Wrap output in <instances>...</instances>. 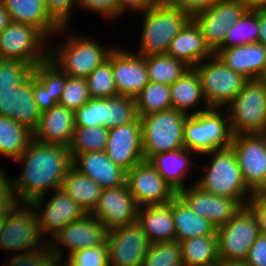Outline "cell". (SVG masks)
<instances>
[{
	"instance_id": "6da1fadb",
	"label": "cell",
	"mask_w": 266,
	"mask_h": 266,
	"mask_svg": "<svg viewBox=\"0 0 266 266\" xmlns=\"http://www.w3.org/2000/svg\"><path fill=\"white\" fill-rule=\"evenodd\" d=\"M22 163V171L12 177L16 196L20 203H31L46 196L48 191L61 188L72 165L68 147L43 143L34 138L27 149L15 160Z\"/></svg>"
},
{
	"instance_id": "7a4b0ae2",
	"label": "cell",
	"mask_w": 266,
	"mask_h": 266,
	"mask_svg": "<svg viewBox=\"0 0 266 266\" xmlns=\"http://www.w3.org/2000/svg\"><path fill=\"white\" fill-rule=\"evenodd\" d=\"M202 155L211 159L203 168L196 185L216 196L232 198L241 206L254 193L246 186L237 157L231 147L217 149Z\"/></svg>"
},
{
	"instance_id": "3957f363",
	"label": "cell",
	"mask_w": 266,
	"mask_h": 266,
	"mask_svg": "<svg viewBox=\"0 0 266 266\" xmlns=\"http://www.w3.org/2000/svg\"><path fill=\"white\" fill-rule=\"evenodd\" d=\"M87 35L78 32L67 34L63 42L59 40V44L49 47V60L67 76L86 78L107 60L114 49V45L105 48Z\"/></svg>"
},
{
	"instance_id": "277c9868",
	"label": "cell",
	"mask_w": 266,
	"mask_h": 266,
	"mask_svg": "<svg viewBox=\"0 0 266 266\" xmlns=\"http://www.w3.org/2000/svg\"><path fill=\"white\" fill-rule=\"evenodd\" d=\"M137 54H166L171 41L192 19L187 13L163 4L160 0L143 12Z\"/></svg>"
},
{
	"instance_id": "5b68a950",
	"label": "cell",
	"mask_w": 266,
	"mask_h": 266,
	"mask_svg": "<svg viewBox=\"0 0 266 266\" xmlns=\"http://www.w3.org/2000/svg\"><path fill=\"white\" fill-rule=\"evenodd\" d=\"M233 134L227 111L223 108H209L195 115L187 116L183 140L184 147L196 155L217 149L228 148Z\"/></svg>"
},
{
	"instance_id": "8992f818",
	"label": "cell",
	"mask_w": 266,
	"mask_h": 266,
	"mask_svg": "<svg viewBox=\"0 0 266 266\" xmlns=\"http://www.w3.org/2000/svg\"><path fill=\"white\" fill-rule=\"evenodd\" d=\"M224 109L233 136L266 134V82L248 80Z\"/></svg>"
},
{
	"instance_id": "52a82bcc",
	"label": "cell",
	"mask_w": 266,
	"mask_h": 266,
	"mask_svg": "<svg viewBox=\"0 0 266 266\" xmlns=\"http://www.w3.org/2000/svg\"><path fill=\"white\" fill-rule=\"evenodd\" d=\"M187 116L171 108L139 117L145 160L157 153L184 148L183 131Z\"/></svg>"
},
{
	"instance_id": "ba28073f",
	"label": "cell",
	"mask_w": 266,
	"mask_h": 266,
	"mask_svg": "<svg viewBox=\"0 0 266 266\" xmlns=\"http://www.w3.org/2000/svg\"><path fill=\"white\" fill-rule=\"evenodd\" d=\"M46 243L40 234L37 215L31 203H19L6 214L0 233L1 250L17 255L37 250Z\"/></svg>"
},
{
	"instance_id": "9c48e42d",
	"label": "cell",
	"mask_w": 266,
	"mask_h": 266,
	"mask_svg": "<svg viewBox=\"0 0 266 266\" xmlns=\"http://www.w3.org/2000/svg\"><path fill=\"white\" fill-rule=\"evenodd\" d=\"M210 108H225L242 90L248 79L227 67L215 54L194 67Z\"/></svg>"
},
{
	"instance_id": "30bf717a",
	"label": "cell",
	"mask_w": 266,
	"mask_h": 266,
	"mask_svg": "<svg viewBox=\"0 0 266 266\" xmlns=\"http://www.w3.org/2000/svg\"><path fill=\"white\" fill-rule=\"evenodd\" d=\"M47 40L37 27L11 22L0 33V59L23 61L35 67L49 59Z\"/></svg>"
},
{
	"instance_id": "8fae6325",
	"label": "cell",
	"mask_w": 266,
	"mask_h": 266,
	"mask_svg": "<svg viewBox=\"0 0 266 266\" xmlns=\"http://www.w3.org/2000/svg\"><path fill=\"white\" fill-rule=\"evenodd\" d=\"M230 147L246 186L254 194L266 193V134L233 136Z\"/></svg>"
},
{
	"instance_id": "7c38bea8",
	"label": "cell",
	"mask_w": 266,
	"mask_h": 266,
	"mask_svg": "<svg viewBox=\"0 0 266 266\" xmlns=\"http://www.w3.org/2000/svg\"><path fill=\"white\" fill-rule=\"evenodd\" d=\"M46 201L45 195L31 202L34 207L41 236L48 242L68 223L81 219L86 212L61 188L53 191Z\"/></svg>"
},
{
	"instance_id": "4fadbf2b",
	"label": "cell",
	"mask_w": 266,
	"mask_h": 266,
	"mask_svg": "<svg viewBox=\"0 0 266 266\" xmlns=\"http://www.w3.org/2000/svg\"><path fill=\"white\" fill-rule=\"evenodd\" d=\"M106 238L107 230L103 224L92 214H86L81 219L71 221L64 226L48 241V244L57 261L62 263L65 258L62 253L64 247L69 250L67 254L69 256L78 250L102 245L106 242Z\"/></svg>"
},
{
	"instance_id": "5bb4252c",
	"label": "cell",
	"mask_w": 266,
	"mask_h": 266,
	"mask_svg": "<svg viewBox=\"0 0 266 266\" xmlns=\"http://www.w3.org/2000/svg\"><path fill=\"white\" fill-rule=\"evenodd\" d=\"M219 259L245 261L260 232L248 213L241 209L216 230Z\"/></svg>"
},
{
	"instance_id": "9a60e30c",
	"label": "cell",
	"mask_w": 266,
	"mask_h": 266,
	"mask_svg": "<svg viewBox=\"0 0 266 266\" xmlns=\"http://www.w3.org/2000/svg\"><path fill=\"white\" fill-rule=\"evenodd\" d=\"M126 183L139 207L164 205L177 195L148 160L139 162L127 171Z\"/></svg>"
},
{
	"instance_id": "2e32d148",
	"label": "cell",
	"mask_w": 266,
	"mask_h": 266,
	"mask_svg": "<svg viewBox=\"0 0 266 266\" xmlns=\"http://www.w3.org/2000/svg\"><path fill=\"white\" fill-rule=\"evenodd\" d=\"M109 266H142L150 241L136 221L107 231Z\"/></svg>"
},
{
	"instance_id": "e0dca14e",
	"label": "cell",
	"mask_w": 266,
	"mask_h": 266,
	"mask_svg": "<svg viewBox=\"0 0 266 266\" xmlns=\"http://www.w3.org/2000/svg\"><path fill=\"white\" fill-rule=\"evenodd\" d=\"M248 10L237 0L215 2L192 19L200 27L205 44L214 53L223 43L232 27Z\"/></svg>"
},
{
	"instance_id": "ac0fdd59",
	"label": "cell",
	"mask_w": 266,
	"mask_h": 266,
	"mask_svg": "<svg viewBox=\"0 0 266 266\" xmlns=\"http://www.w3.org/2000/svg\"><path fill=\"white\" fill-rule=\"evenodd\" d=\"M139 206L128 185L102 189L99 200L91 213L110 231L137 221Z\"/></svg>"
},
{
	"instance_id": "d6986e66",
	"label": "cell",
	"mask_w": 266,
	"mask_h": 266,
	"mask_svg": "<svg viewBox=\"0 0 266 266\" xmlns=\"http://www.w3.org/2000/svg\"><path fill=\"white\" fill-rule=\"evenodd\" d=\"M107 59L111 62L119 96L135 98L149 83L145 56L114 46Z\"/></svg>"
},
{
	"instance_id": "ffe728a7",
	"label": "cell",
	"mask_w": 266,
	"mask_h": 266,
	"mask_svg": "<svg viewBox=\"0 0 266 266\" xmlns=\"http://www.w3.org/2000/svg\"><path fill=\"white\" fill-rule=\"evenodd\" d=\"M105 153L114 164L126 171L145 160L139 117L131 123L109 129Z\"/></svg>"
},
{
	"instance_id": "44dd1931",
	"label": "cell",
	"mask_w": 266,
	"mask_h": 266,
	"mask_svg": "<svg viewBox=\"0 0 266 266\" xmlns=\"http://www.w3.org/2000/svg\"><path fill=\"white\" fill-rule=\"evenodd\" d=\"M195 183L196 181H191V185L186 184L187 187L177 194L193 212L208 219L216 230L231 220L241 209L242 206L236 200L205 192Z\"/></svg>"
},
{
	"instance_id": "7402d4cb",
	"label": "cell",
	"mask_w": 266,
	"mask_h": 266,
	"mask_svg": "<svg viewBox=\"0 0 266 266\" xmlns=\"http://www.w3.org/2000/svg\"><path fill=\"white\" fill-rule=\"evenodd\" d=\"M0 115L12 118L32 132L37 128L41 111L34 100L32 74L12 91L0 93Z\"/></svg>"
},
{
	"instance_id": "603a6c76",
	"label": "cell",
	"mask_w": 266,
	"mask_h": 266,
	"mask_svg": "<svg viewBox=\"0 0 266 266\" xmlns=\"http://www.w3.org/2000/svg\"><path fill=\"white\" fill-rule=\"evenodd\" d=\"M214 54L248 80L260 79L266 69V47L259 42L217 49Z\"/></svg>"
},
{
	"instance_id": "cb8c5ba5",
	"label": "cell",
	"mask_w": 266,
	"mask_h": 266,
	"mask_svg": "<svg viewBox=\"0 0 266 266\" xmlns=\"http://www.w3.org/2000/svg\"><path fill=\"white\" fill-rule=\"evenodd\" d=\"M11 21L37 27L49 40L69 32V27H61L47 12L44 0H0ZM67 30V31H66Z\"/></svg>"
},
{
	"instance_id": "d4e9b609",
	"label": "cell",
	"mask_w": 266,
	"mask_h": 266,
	"mask_svg": "<svg viewBox=\"0 0 266 266\" xmlns=\"http://www.w3.org/2000/svg\"><path fill=\"white\" fill-rule=\"evenodd\" d=\"M75 130V112L57 103L41 112L33 138L39 142L59 144L68 147Z\"/></svg>"
},
{
	"instance_id": "484cf974",
	"label": "cell",
	"mask_w": 266,
	"mask_h": 266,
	"mask_svg": "<svg viewBox=\"0 0 266 266\" xmlns=\"http://www.w3.org/2000/svg\"><path fill=\"white\" fill-rule=\"evenodd\" d=\"M72 165L94 180L102 189L126 184L127 171L114 164L105 151L76 155L72 159Z\"/></svg>"
},
{
	"instance_id": "4316f807",
	"label": "cell",
	"mask_w": 266,
	"mask_h": 266,
	"mask_svg": "<svg viewBox=\"0 0 266 266\" xmlns=\"http://www.w3.org/2000/svg\"><path fill=\"white\" fill-rule=\"evenodd\" d=\"M169 87L172 109L191 116L210 108L204 98L200 76L195 68H189Z\"/></svg>"
},
{
	"instance_id": "83f0119b",
	"label": "cell",
	"mask_w": 266,
	"mask_h": 266,
	"mask_svg": "<svg viewBox=\"0 0 266 266\" xmlns=\"http://www.w3.org/2000/svg\"><path fill=\"white\" fill-rule=\"evenodd\" d=\"M166 54L194 68L214 53L205 44L200 27L191 19L171 41Z\"/></svg>"
},
{
	"instance_id": "f1b7e54d",
	"label": "cell",
	"mask_w": 266,
	"mask_h": 266,
	"mask_svg": "<svg viewBox=\"0 0 266 266\" xmlns=\"http://www.w3.org/2000/svg\"><path fill=\"white\" fill-rule=\"evenodd\" d=\"M196 154L190 150L179 148L173 151L157 153L148 161L156 168L159 175L174 189L176 193L186 188L184 180L197 166L192 160ZM191 168V169H190Z\"/></svg>"
},
{
	"instance_id": "f546056e",
	"label": "cell",
	"mask_w": 266,
	"mask_h": 266,
	"mask_svg": "<svg viewBox=\"0 0 266 266\" xmlns=\"http://www.w3.org/2000/svg\"><path fill=\"white\" fill-rule=\"evenodd\" d=\"M137 222L150 243L176 240L172 200L164 205L139 207Z\"/></svg>"
},
{
	"instance_id": "4dcf8cb0",
	"label": "cell",
	"mask_w": 266,
	"mask_h": 266,
	"mask_svg": "<svg viewBox=\"0 0 266 266\" xmlns=\"http://www.w3.org/2000/svg\"><path fill=\"white\" fill-rule=\"evenodd\" d=\"M172 211L176 241L179 243L194 237L213 235L216 232L210 221L193 212L178 194L172 199Z\"/></svg>"
},
{
	"instance_id": "1f68e13d",
	"label": "cell",
	"mask_w": 266,
	"mask_h": 266,
	"mask_svg": "<svg viewBox=\"0 0 266 266\" xmlns=\"http://www.w3.org/2000/svg\"><path fill=\"white\" fill-rule=\"evenodd\" d=\"M61 189L71 197L85 212L91 214L99 200L102 188L91 178L73 166L66 174Z\"/></svg>"
},
{
	"instance_id": "d6a6232c",
	"label": "cell",
	"mask_w": 266,
	"mask_h": 266,
	"mask_svg": "<svg viewBox=\"0 0 266 266\" xmlns=\"http://www.w3.org/2000/svg\"><path fill=\"white\" fill-rule=\"evenodd\" d=\"M184 266H210L219 259L217 233L180 242Z\"/></svg>"
},
{
	"instance_id": "836d02e7",
	"label": "cell",
	"mask_w": 266,
	"mask_h": 266,
	"mask_svg": "<svg viewBox=\"0 0 266 266\" xmlns=\"http://www.w3.org/2000/svg\"><path fill=\"white\" fill-rule=\"evenodd\" d=\"M33 139V132L10 117L0 115V154L16 160Z\"/></svg>"
},
{
	"instance_id": "e575fe53",
	"label": "cell",
	"mask_w": 266,
	"mask_h": 266,
	"mask_svg": "<svg viewBox=\"0 0 266 266\" xmlns=\"http://www.w3.org/2000/svg\"><path fill=\"white\" fill-rule=\"evenodd\" d=\"M149 81L170 86L190 67L167 54L145 56Z\"/></svg>"
},
{
	"instance_id": "d590c367",
	"label": "cell",
	"mask_w": 266,
	"mask_h": 266,
	"mask_svg": "<svg viewBox=\"0 0 266 266\" xmlns=\"http://www.w3.org/2000/svg\"><path fill=\"white\" fill-rule=\"evenodd\" d=\"M109 129L106 126H75L72 140L68 146L72 159L79 154L105 151Z\"/></svg>"
},
{
	"instance_id": "8d00e7d4",
	"label": "cell",
	"mask_w": 266,
	"mask_h": 266,
	"mask_svg": "<svg viewBox=\"0 0 266 266\" xmlns=\"http://www.w3.org/2000/svg\"><path fill=\"white\" fill-rule=\"evenodd\" d=\"M134 100L138 117L171 109L170 87L149 81Z\"/></svg>"
},
{
	"instance_id": "74e56055",
	"label": "cell",
	"mask_w": 266,
	"mask_h": 266,
	"mask_svg": "<svg viewBox=\"0 0 266 266\" xmlns=\"http://www.w3.org/2000/svg\"><path fill=\"white\" fill-rule=\"evenodd\" d=\"M258 34V8L248 9L232 27H229L224 43L218 49L257 43Z\"/></svg>"
},
{
	"instance_id": "f35d334b",
	"label": "cell",
	"mask_w": 266,
	"mask_h": 266,
	"mask_svg": "<svg viewBox=\"0 0 266 266\" xmlns=\"http://www.w3.org/2000/svg\"><path fill=\"white\" fill-rule=\"evenodd\" d=\"M142 266H184L181 244L176 240L151 243Z\"/></svg>"
},
{
	"instance_id": "ab89813d",
	"label": "cell",
	"mask_w": 266,
	"mask_h": 266,
	"mask_svg": "<svg viewBox=\"0 0 266 266\" xmlns=\"http://www.w3.org/2000/svg\"><path fill=\"white\" fill-rule=\"evenodd\" d=\"M91 99H107L119 96L114 83L111 62L107 59L86 77Z\"/></svg>"
},
{
	"instance_id": "60d3db41",
	"label": "cell",
	"mask_w": 266,
	"mask_h": 266,
	"mask_svg": "<svg viewBox=\"0 0 266 266\" xmlns=\"http://www.w3.org/2000/svg\"><path fill=\"white\" fill-rule=\"evenodd\" d=\"M108 114L109 98L90 99L85 105L75 111V126H107Z\"/></svg>"
},
{
	"instance_id": "b9f144b4",
	"label": "cell",
	"mask_w": 266,
	"mask_h": 266,
	"mask_svg": "<svg viewBox=\"0 0 266 266\" xmlns=\"http://www.w3.org/2000/svg\"><path fill=\"white\" fill-rule=\"evenodd\" d=\"M33 73V66L18 60L0 59V93L12 91Z\"/></svg>"
},
{
	"instance_id": "7bdbcfd3",
	"label": "cell",
	"mask_w": 266,
	"mask_h": 266,
	"mask_svg": "<svg viewBox=\"0 0 266 266\" xmlns=\"http://www.w3.org/2000/svg\"><path fill=\"white\" fill-rule=\"evenodd\" d=\"M33 73L46 85L52 98L59 103L66 84V74L49 59L33 67Z\"/></svg>"
},
{
	"instance_id": "ee69618b",
	"label": "cell",
	"mask_w": 266,
	"mask_h": 266,
	"mask_svg": "<svg viewBox=\"0 0 266 266\" xmlns=\"http://www.w3.org/2000/svg\"><path fill=\"white\" fill-rule=\"evenodd\" d=\"M90 99L86 78L66 75V84L60 96L59 104L75 112Z\"/></svg>"
},
{
	"instance_id": "f6af8a7d",
	"label": "cell",
	"mask_w": 266,
	"mask_h": 266,
	"mask_svg": "<svg viewBox=\"0 0 266 266\" xmlns=\"http://www.w3.org/2000/svg\"><path fill=\"white\" fill-rule=\"evenodd\" d=\"M138 117L133 97L109 98L108 129L133 122Z\"/></svg>"
},
{
	"instance_id": "bcb514c9",
	"label": "cell",
	"mask_w": 266,
	"mask_h": 266,
	"mask_svg": "<svg viewBox=\"0 0 266 266\" xmlns=\"http://www.w3.org/2000/svg\"><path fill=\"white\" fill-rule=\"evenodd\" d=\"M62 264L65 266H109L108 245L78 250L68 256Z\"/></svg>"
},
{
	"instance_id": "7dc6e473",
	"label": "cell",
	"mask_w": 266,
	"mask_h": 266,
	"mask_svg": "<svg viewBox=\"0 0 266 266\" xmlns=\"http://www.w3.org/2000/svg\"><path fill=\"white\" fill-rule=\"evenodd\" d=\"M9 258L4 266H56L59 263L48 242L37 250L11 255Z\"/></svg>"
},
{
	"instance_id": "c3c4849f",
	"label": "cell",
	"mask_w": 266,
	"mask_h": 266,
	"mask_svg": "<svg viewBox=\"0 0 266 266\" xmlns=\"http://www.w3.org/2000/svg\"><path fill=\"white\" fill-rule=\"evenodd\" d=\"M242 208L251 217L260 233H266V193L253 194L243 203Z\"/></svg>"
},
{
	"instance_id": "681fc988",
	"label": "cell",
	"mask_w": 266,
	"mask_h": 266,
	"mask_svg": "<svg viewBox=\"0 0 266 266\" xmlns=\"http://www.w3.org/2000/svg\"><path fill=\"white\" fill-rule=\"evenodd\" d=\"M47 12L61 26L68 27L72 10L78 8V0H44ZM74 6V7H73Z\"/></svg>"
},
{
	"instance_id": "f907efd6",
	"label": "cell",
	"mask_w": 266,
	"mask_h": 266,
	"mask_svg": "<svg viewBox=\"0 0 266 266\" xmlns=\"http://www.w3.org/2000/svg\"><path fill=\"white\" fill-rule=\"evenodd\" d=\"M78 8L99 14L107 22L118 18V0H78Z\"/></svg>"
},
{
	"instance_id": "816d5d0a",
	"label": "cell",
	"mask_w": 266,
	"mask_h": 266,
	"mask_svg": "<svg viewBox=\"0 0 266 266\" xmlns=\"http://www.w3.org/2000/svg\"><path fill=\"white\" fill-rule=\"evenodd\" d=\"M6 174L4 169L0 168V214L11 212L20 203L15 193L13 180Z\"/></svg>"
},
{
	"instance_id": "f5cc1de1",
	"label": "cell",
	"mask_w": 266,
	"mask_h": 266,
	"mask_svg": "<svg viewBox=\"0 0 266 266\" xmlns=\"http://www.w3.org/2000/svg\"><path fill=\"white\" fill-rule=\"evenodd\" d=\"M163 4L187 13L191 18L205 11L214 2L212 0H160Z\"/></svg>"
},
{
	"instance_id": "db71d44e",
	"label": "cell",
	"mask_w": 266,
	"mask_h": 266,
	"mask_svg": "<svg viewBox=\"0 0 266 266\" xmlns=\"http://www.w3.org/2000/svg\"><path fill=\"white\" fill-rule=\"evenodd\" d=\"M32 91L34 100L41 112L49 110L57 104L47 91L46 85L34 73H32Z\"/></svg>"
},
{
	"instance_id": "11a10c76",
	"label": "cell",
	"mask_w": 266,
	"mask_h": 266,
	"mask_svg": "<svg viewBox=\"0 0 266 266\" xmlns=\"http://www.w3.org/2000/svg\"><path fill=\"white\" fill-rule=\"evenodd\" d=\"M248 266H266V233H260L249 249Z\"/></svg>"
},
{
	"instance_id": "9f6ffc18",
	"label": "cell",
	"mask_w": 266,
	"mask_h": 266,
	"mask_svg": "<svg viewBox=\"0 0 266 266\" xmlns=\"http://www.w3.org/2000/svg\"><path fill=\"white\" fill-rule=\"evenodd\" d=\"M159 0H118V20L121 15L125 16L128 12L137 11L143 13L154 6ZM130 10V11H129Z\"/></svg>"
},
{
	"instance_id": "6f0895ef",
	"label": "cell",
	"mask_w": 266,
	"mask_h": 266,
	"mask_svg": "<svg viewBox=\"0 0 266 266\" xmlns=\"http://www.w3.org/2000/svg\"><path fill=\"white\" fill-rule=\"evenodd\" d=\"M258 42L266 47V7L258 8Z\"/></svg>"
},
{
	"instance_id": "680465c9",
	"label": "cell",
	"mask_w": 266,
	"mask_h": 266,
	"mask_svg": "<svg viewBox=\"0 0 266 266\" xmlns=\"http://www.w3.org/2000/svg\"><path fill=\"white\" fill-rule=\"evenodd\" d=\"M11 17L3 3L0 1V33L11 23Z\"/></svg>"
},
{
	"instance_id": "91938a15",
	"label": "cell",
	"mask_w": 266,
	"mask_h": 266,
	"mask_svg": "<svg viewBox=\"0 0 266 266\" xmlns=\"http://www.w3.org/2000/svg\"><path fill=\"white\" fill-rule=\"evenodd\" d=\"M244 4L248 9L266 7V0H237Z\"/></svg>"
},
{
	"instance_id": "94428289",
	"label": "cell",
	"mask_w": 266,
	"mask_h": 266,
	"mask_svg": "<svg viewBox=\"0 0 266 266\" xmlns=\"http://www.w3.org/2000/svg\"><path fill=\"white\" fill-rule=\"evenodd\" d=\"M219 266H248L245 261L219 260Z\"/></svg>"
},
{
	"instance_id": "6125c7cd",
	"label": "cell",
	"mask_w": 266,
	"mask_h": 266,
	"mask_svg": "<svg viewBox=\"0 0 266 266\" xmlns=\"http://www.w3.org/2000/svg\"><path fill=\"white\" fill-rule=\"evenodd\" d=\"M6 214H0V233L2 232L3 229V223L5 221Z\"/></svg>"
},
{
	"instance_id": "be15d7a7",
	"label": "cell",
	"mask_w": 266,
	"mask_h": 266,
	"mask_svg": "<svg viewBox=\"0 0 266 266\" xmlns=\"http://www.w3.org/2000/svg\"><path fill=\"white\" fill-rule=\"evenodd\" d=\"M262 81L266 82V69L262 77L260 78Z\"/></svg>"
},
{
	"instance_id": "e7e4bbea",
	"label": "cell",
	"mask_w": 266,
	"mask_h": 266,
	"mask_svg": "<svg viewBox=\"0 0 266 266\" xmlns=\"http://www.w3.org/2000/svg\"><path fill=\"white\" fill-rule=\"evenodd\" d=\"M214 3L215 2H222V1H229V0H212Z\"/></svg>"
},
{
	"instance_id": "03108f58",
	"label": "cell",
	"mask_w": 266,
	"mask_h": 266,
	"mask_svg": "<svg viewBox=\"0 0 266 266\" xmlns=\"http://www.w3.org/2000/svg\"><path fill=\"white\" fill-rule=\"evenodd\" d=\"M56 266H65V265L62 263H58Z\"/></svg>"
},
{
	"instance_id": "003e7915",
	"label": "cell",
	"mask_w": 266,
	"mask_h": 266,
	"mask_svg": "<svg viewBox=\"0 0 266 266\" xmlns=\"http://www.w3.org/2000/svg\"><path fill=\"white\" fill-rule=\"evenodd\" d=\"M210 266H219V261H218V263H217V264H214V265H210Z\"/></svg>"
}]
</instances>
